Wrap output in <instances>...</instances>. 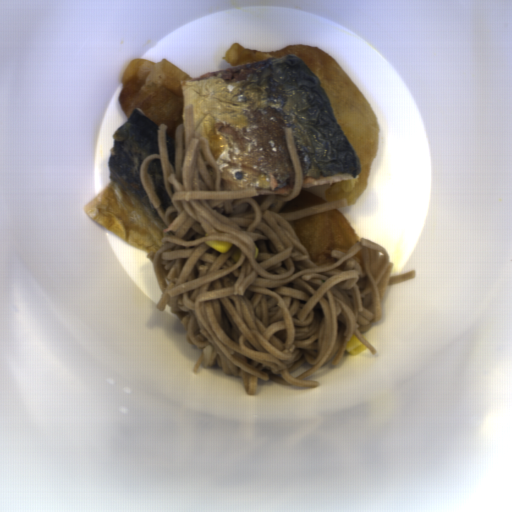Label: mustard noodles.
<instances>
[{
    "label": "mustard noodles",
    "mask_w": 512,
    "mask_h": 512,
    "mask_svg": "<svg viewBox=\"0 0 512 512\" xmlns=\"http://www.w3.org/2000/svg\"><path fill=\"white\" fill-rule=\"evenodd\" d=\"M175 130V171L169 163L167 125L156 132L159 154L144 158L140 181L166 229L164 244L147 253L161 292L155 309L170 307L186 331V341L202 355L192 371L216 361L225 375L240 376L247 395H256L259 380L316 388L304 381L336 354L344 357L356 335L372 354L376 349L360 334L381 319L388 286L415 278L416 272L391 276L394 262L385 248L361 238L348 253L332 249L334 262L315 264L287 220L347 207L345 198L279 213L299 195L304 170L292 127L284 136L294 167L293 191L268 195L261 205L255 187L222 191L220 169L209 141L195 129L193 105ZM162 160L164 188L174 206L163 213L147 168ZM228 240L226 254L206 243ZM259 255L255 259V247ZM241 251L240 261L232 254Z\"/></svg>",
    "instance_id": "0af2e427"
}]
</instances>
